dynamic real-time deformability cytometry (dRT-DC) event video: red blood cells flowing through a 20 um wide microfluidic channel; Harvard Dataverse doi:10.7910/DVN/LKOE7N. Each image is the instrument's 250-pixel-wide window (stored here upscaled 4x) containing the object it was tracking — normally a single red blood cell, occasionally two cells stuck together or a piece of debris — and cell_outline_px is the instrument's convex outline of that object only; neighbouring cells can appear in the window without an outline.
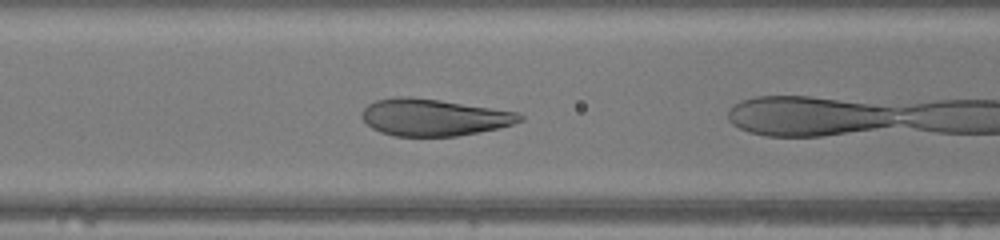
{"species": "human", "species_latin": "Homo sapiens", "temperature_condition": "warm", "stored_images_in_passage": 5, "camera_frame_rate_fps": 3000, "um_per_image_px": 0.085, "donor": {"sex": "female"}, "frame": {"image": 1, "passage_image": 4, "time_ms": 1.0, "image_size_px": [1000, 240], "cell_outline_px": [[524, 120], [500, 128], [456, 136], [396, 136], [380, 132], [372, 128], [360, 116], [364, 108], [368, 104], [376, 100], [396, 96], [408, 96], [440, 100], [520, 112], [524, 116]], "centroid_in_image_um": [36.88, 9.97], "position_along_channel_um": 129.7, "area_um2": 34.1}}